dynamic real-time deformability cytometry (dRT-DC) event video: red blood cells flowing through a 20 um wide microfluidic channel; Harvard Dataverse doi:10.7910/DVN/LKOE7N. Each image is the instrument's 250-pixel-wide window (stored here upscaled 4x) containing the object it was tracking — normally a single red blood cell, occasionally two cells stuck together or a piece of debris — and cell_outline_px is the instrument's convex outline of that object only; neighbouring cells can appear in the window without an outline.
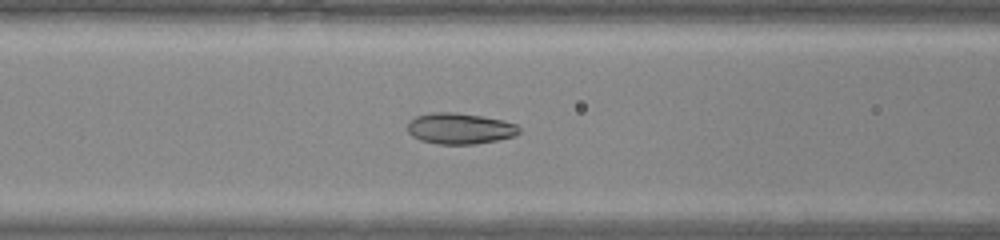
{"species": "common noctule bat (a hibernating species)", "species_latin": "Nyctalus noctula", "temperature_condition": "warm", "stored_images_in_passage": 32, "camera_frame_rate_fps": 3000, "um_per_image_px": 0.085, "animal": {"sex": "male", "body_mass_g": 20.0, "forearm_length_mm": 53.3}, "frame": {"image": 1, "passage_image": 6, "time_ms": 1.667, "image_size_px": [1000, 240], "cell_outline_px": [[520, 132], [516, 136], [476, 144], [436, 144], [420, 140], [412, 136], [408, 132], [408, 120], [416, 116], [428, 112], [456, 112], [480, 116], [500, 120], [516, 124], [520, 128]], "centroid_in_image_um": [39.05, 10.92], "position_along_channel_um": 127.5, "area_um2": 20.29}}
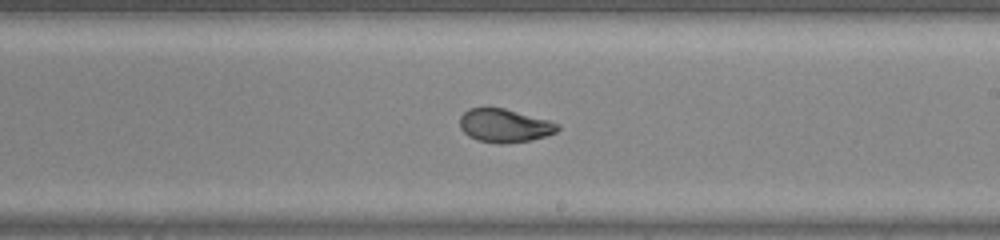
{"frame": {"image": 2, "passage_image": 14, "time_ms": 4.333, "image_size_px": [1000, 240], "cell_outline_px": [[560, 128], [556, 132], [532, 140], [504, 144], [500, 144], [476, 140], [468, 136], [460, 128], [460, 116], [468, 108], [504, 108], [548, 120], [560, 124]], "centroid_in_image_um": [42.87, 10.68], "position_along_channel_um": 246.1, "area_um2": 19.07}}
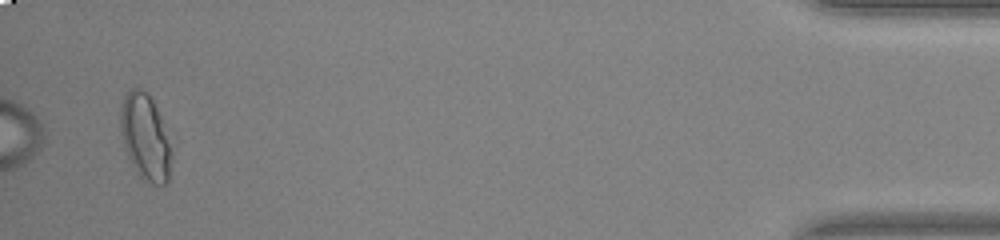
{"frame": {"image": 3, "passage_image": 31, "time_ms": 10.0, "image_size_px": [1000, 240], "cell_outline_px": [[176, 140], [168, 180], [164, 184], [152, 184], [144, 180], [136, 172], [124, 148], [120, 132], [120, 108], [124, 96], [132, 88], [140, 88], [148, 92]], "centroid_in_image_um": [12.44, 11.64], "position_along_channel_um": 422.8, "area_um2": 27.05}}